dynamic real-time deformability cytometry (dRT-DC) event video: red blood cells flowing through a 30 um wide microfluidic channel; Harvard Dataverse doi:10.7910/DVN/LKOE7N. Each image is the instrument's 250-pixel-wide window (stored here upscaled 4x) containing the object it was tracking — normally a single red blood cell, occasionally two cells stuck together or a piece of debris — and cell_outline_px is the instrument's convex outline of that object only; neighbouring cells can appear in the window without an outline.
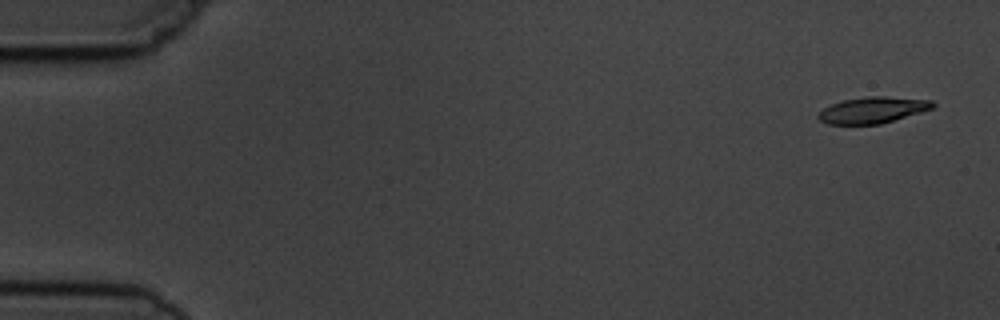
{"species": "common noctule bat (a hibernating species)", "species_latin": "Nyctalus noctula", "temperature_condition": "cold", "stored_images_in_passage": 3, "segment_of_instrument_passage": [2, 2], "camera_frame_rate_fps": 3000, "um_per_image_px": 0.085, "animal": {"sex": "male", "body_mass_g": 19.5, "forearm_length_mm": 54.6}, "frame": {"image": 1, "passage_image": 3, "time_ms": 2.333, "image_size_px": [1000, 320], "cell_outline_px": [[936, 104], [932, 108], [920, 112], [880, 124], [828, 124], [820, 120], [816, 116], [824, 108], [832, 104], [844, 100], [868, 96], [884, 96], [932, 100]], "centroid_in_image_um": [74.18, 9.35], "position_along_channel_um": 10.8, "area_um2": 17.28}}